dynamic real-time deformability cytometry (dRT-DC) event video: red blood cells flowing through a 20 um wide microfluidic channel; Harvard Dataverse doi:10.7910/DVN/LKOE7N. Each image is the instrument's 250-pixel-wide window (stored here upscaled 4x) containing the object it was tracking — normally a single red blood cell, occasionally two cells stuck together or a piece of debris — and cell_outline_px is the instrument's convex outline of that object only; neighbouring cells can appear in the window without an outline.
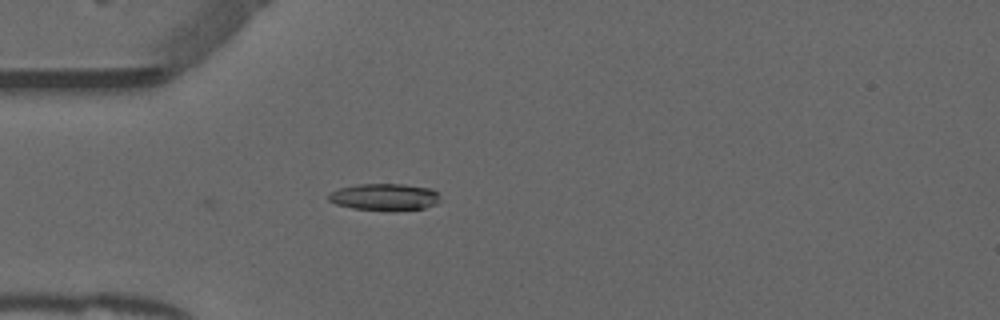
{"species": "common noctule bat (a hibernating species)", "species_latin": "Nyctalus noctula", "temperature_condition": "warm", "stored_images_in_passage": 2, "camera_frame_rate_fps": 3000, "um_per_image_px": 0.085, "animal": {"sex": "male", "forearm_length_mm": 52.5}, "frame": {"image": 1, "passage_image": 2, "time_ms": 0.333, "image_size_px": [1000, 320], "cell_outline_px": [[436, 204], [424, 208], [396, 212], [388, 212], [352, 208], [336, 204], [328, 200], [328, 192], [340, 188], [356, 184], [404, 184], [432, 188], [436, 192]], "centroid_in_image_um": [32.64, 16.76], "position_along_channel_um": 52.4, "area_um2": 17.8}}